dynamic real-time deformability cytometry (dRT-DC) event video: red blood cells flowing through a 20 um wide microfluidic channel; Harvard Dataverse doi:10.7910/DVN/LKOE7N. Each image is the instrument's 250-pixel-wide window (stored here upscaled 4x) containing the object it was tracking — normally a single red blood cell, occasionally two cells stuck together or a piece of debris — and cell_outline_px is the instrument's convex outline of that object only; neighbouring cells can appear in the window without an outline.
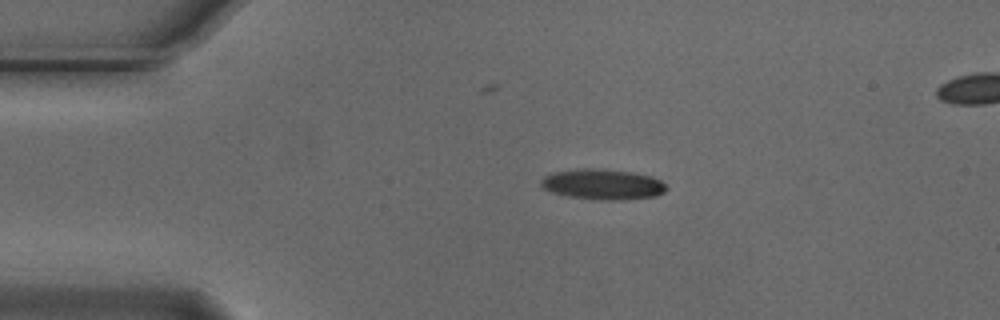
{"species": "Egyptian fruit bat (a non-hibernating species)", "species_latin": "Rousettus aegyptiacus", "temperature_condition": "cold", "stored_images_in_passage": 7, "camera_frame_rate_fps": 3000, "um_per_image_px": 0.085, "animal": {"sex": "male"}, "frame": {"image": 1, "passage_image": 1, "time_ms": 0.0, "image_size_px": [1000, 320], "cell_outline_px": [[668, 188], [664, 192], [656, 196], [620, 200], [600, 200], [568, 196], [552, 192], [544, 188], [540, 184], [540, 180], [544, 176], [552, 172], [576, 168], [604, 168], [632, 172], [652, 176], [660, 180]], "centroid_in_image_um": [51.22, 15.65], "position_along_channel_um": 33.8, "area_um2": 22.54}}